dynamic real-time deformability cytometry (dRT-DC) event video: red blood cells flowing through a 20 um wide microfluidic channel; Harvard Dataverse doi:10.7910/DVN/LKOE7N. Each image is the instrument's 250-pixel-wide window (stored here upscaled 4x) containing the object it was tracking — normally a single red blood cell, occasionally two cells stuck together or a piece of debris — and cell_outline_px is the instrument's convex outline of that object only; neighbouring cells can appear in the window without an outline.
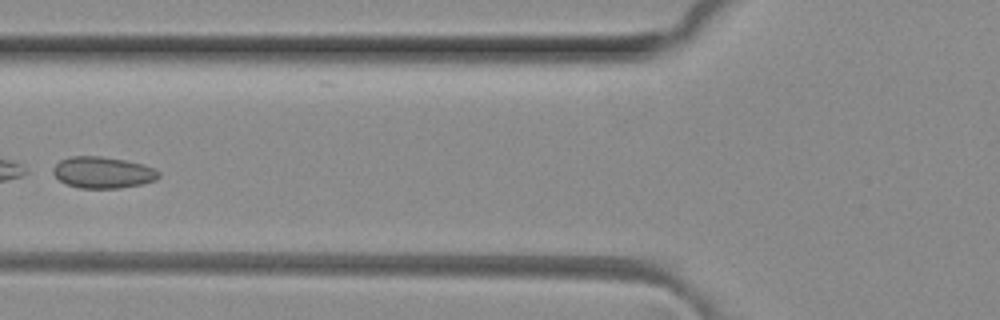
{"species": "common noctule bat (a hibernating species)", "species_latin": "Nyctalus noctula", "temperature_condition": "room temperature", "stored_images_in_passage": 6, "camera_frame_rate_fps": 3000, "um_per_image_px": 0.085, "animal": {"sex": "female", "body_mass_g": 29.2, "forearm_length_mm": 56.3}, "frame": {"image": 1, "passage_image": 5, "time_ms": 1.333, "image_size_px": [1000, 320], "cell_outline_px": [[160, 176], [156, 180], [140, 184], [120, 188], [80, 188], [64, 184], [52, 172], [52, 168], [60, 160], [72, 156], [100, 156], [124, 160], [156, 168], [160, 172]], "centroid_in_image_um": [8.73, 14.66], "position_along_channel_um": 117.1, "area_um2": 19.36}}
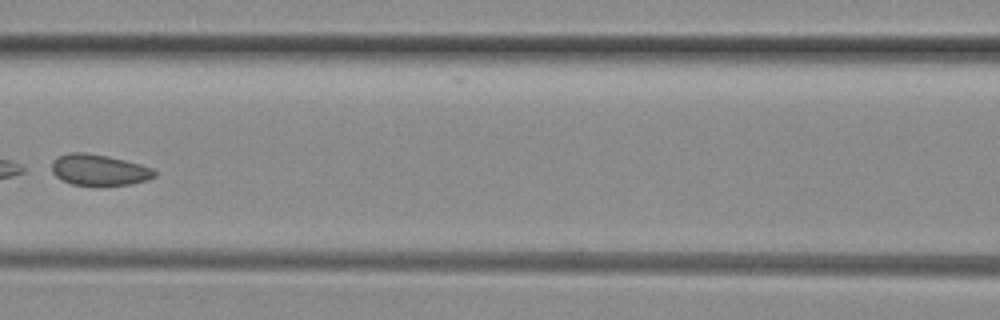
{"frame": {"image": 2, "passage_image": 6, "time_ms": 1.667, "image_size_px": [1000, 320], "cell_outline_px": [[156, 176], [148, 180], [132, 184], [72, 184], [60, 180], [52, 172], [52, 160], [68, 152], [84, 152], [108, 156], [140, 164], [152, 168], [156, 172]], "centroid_in_image_um": [8.41, 14.43], "position_along_channel_um": 158.2, "area_um2": 18.44}}